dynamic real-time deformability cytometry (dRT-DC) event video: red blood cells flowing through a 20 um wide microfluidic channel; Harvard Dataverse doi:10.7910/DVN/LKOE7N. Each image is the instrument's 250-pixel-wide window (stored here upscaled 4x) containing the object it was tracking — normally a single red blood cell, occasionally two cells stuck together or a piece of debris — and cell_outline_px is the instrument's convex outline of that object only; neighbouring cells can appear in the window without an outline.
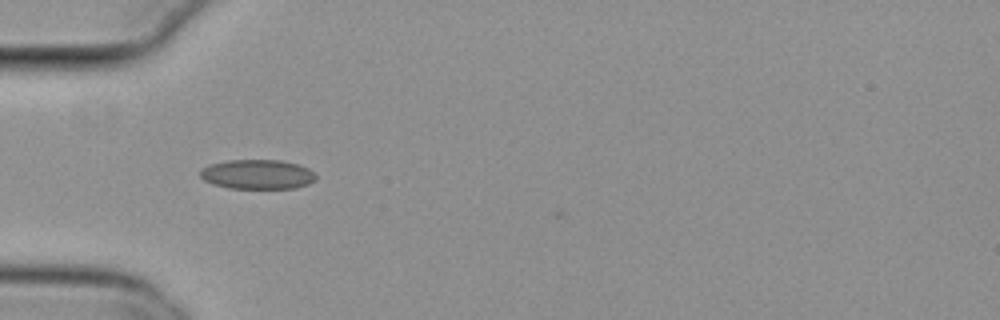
{"species": "common noctule bat (a hibernating species)", "species_latin": "Nyctalus noctula", "temperature_condition": "cold", "stored_images_in_passage": 39, "camera_frame_rate_fps": 3000, "um_per_image_px": 0.085, "animal": {"sex": "female", "body_mass_g": 29.2, "forearm_length_mm": 56.3}, "frame": {"image": 1, "passage_image": 2, "time_ms": 0.333, "image_size_px": [1000, 320], "cell_outline_px": [[316, 180], [308, 184], [296, 188], [228, 188], [212, 184], [204, 180], [200, 176], [200, 168], [208, 164], [228, 160], [280, 160], [296, 164], [308, 168], [316, 176]], "centroid_in_image_um": [21.84, 14.82], "position_along_channel_um": 63.2, "area_um2": 20.0}}
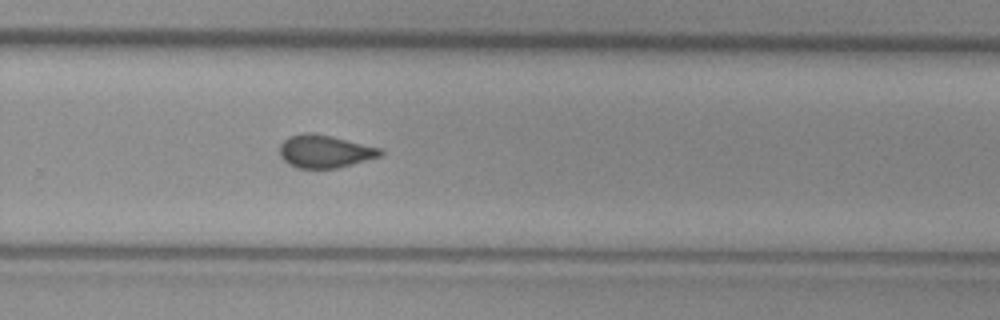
{"frame": {"image": 2, "passage_image": 21, "time_ms": 6.667, "image_size_px": [1000, 320], "cell_outline_px": [[384, 152], [380, 156], [336, 168], [296, 168], [288, 164], [280, 156], [280, 144], [284, 140], [292, 136], [304, 132], [312, 132], [332, 136], [380, 148]], "centroid_in_image_um": [27.58, 12.86], "position_along_channel_um": 302.2, "area_um2": 19.07}}
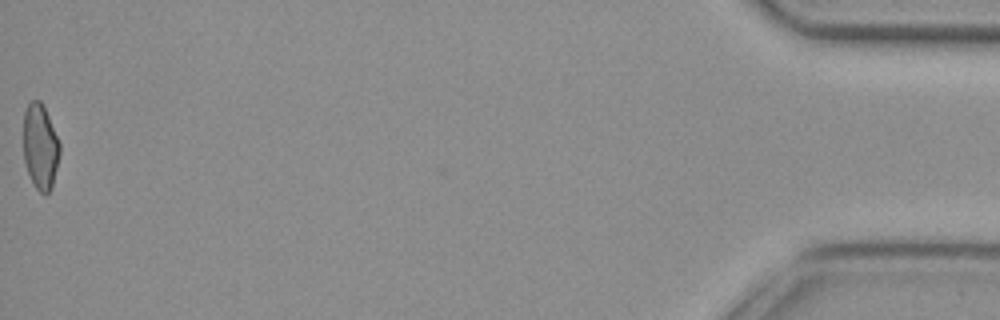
{"frame": {"image": 3, "passage_image": 39, "time_ms": 12.667, "image_size_px": [1000, 320], "cell_outline_px": [[60, 152], [52, 188], [48, 192], [40, 192], [36, 188], [28, 172], [24, 160], [24, 112], [28, 104], [32, 100], [40, 100], [48, 116], [60, 144]], "centroid_in_image_um": [3.42, 12.46], "position_along_channel_um": 431.8, "area_um2": 17.74}, "authors_computed_cell_mechanics": {"area_um2": 18.9584, "velocity_mm_per_s": 3.8166, "shape_relaxation_time_tau1_ms": null, "shape_relaxation_time_tau2_ms": 1.7106, "deformation_change_tau1": null, "deformation_change_tau2": 0.0623}}